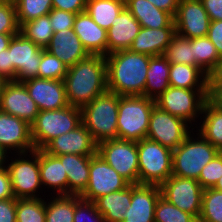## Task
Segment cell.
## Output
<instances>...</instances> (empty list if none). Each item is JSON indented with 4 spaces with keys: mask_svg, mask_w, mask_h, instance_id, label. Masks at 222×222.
Instances as JSON below:
<instances>
[{
    "mask_svg": "<svg viewBox=\"0 0 222 222\" xmlns=\"http://www.w3.org/2000/svg\"><path fill=\"white\" fill-rule=\"evenodd\" d=\"M94 203L105 222H123V215L131 205V184L123 190L100 196Z\"/></svg>",
    "mask_w": 222,
    "mask_h": 222,
    "instance_id": "cell-28",
    "label": "cell"
},
{
    "mask_svg": "<svg viewBox=\"0 0 222 222\" xmlns=\"http://www.w3.org/2000/svg\"><path fill=\"white\" fill-rule=\"evenodd\" d=\"M191 135L172 151V175L198 180L201 170L220 150L199 133L196 139Z\"/></svg>",
    "mask_w": 222,
    "mask_h": 222,
    "instance_id": "cell-4",
    "label": "cell"
},
{
    "mask_svg": "<svg viewBox=\"0 0 222 222\" xmlns=\"http://www.w3.org/2000/svg\"><path fill=\"white\" fill-rule=\"evenodd\" d=\"M97 154L129 184H139L137 142L111 139L98 143Z\"/></svg>",
    "mask_w": 222,
    "mask_h": 222,
    "instance_id": "cell-9",
    "label": "cell"
},
{
    "mask_svg": "<svg viewBox=\"0 0 222 222\" xmlns=\"http://www.w3.org/2000/svg\"><path fill=\"white\" fill-rule=\"evenodd\" d=\"M207 100L213 106L222 110V83H208Z\"/></svg>",
    "mask_w": 222,
    "mask_h": 222,
    "instance_id": "cell-51",
    "label": "cell"
},
{
    "mask_svg": "<svg viewBox=\"0 0 222 222\" xmlns=\"http://www.w3.org/2000/svg\"><path fill=\"white\" fill-rule=\"evenodd\" d=\"M87 0H52L53 9L78 14L86 10Z\"/></svg>",
    "mask_w": 222,
    "mask_h": 222,
    "instance_id": "cell-46",
    "label": "cell"
},
{
    "mask_svg": "<svg viewBox=\"0 0 222 222\" xmlns=\"http://www.w3.org/2000/svg\"><path fill=\"white\" fill-rule=\"evenodd\" d=\"M73 30L89 55L107 56V31L98 26L85 11L76 14Z\"/></svg>",
    "mask_w": 222,
    "mask_h": 222,
    "instance_id": "cell-22",
    "label": "cell"
},
{
    "mask_svg": "<svg viewBox=\"0 0 222 222\" xmlns=\"http://www.w3.org/2000/svg\"><path fill=\"white\" fill-rule=\"evenodd\" d=\"M19 32L43 49L48 46L54 34L49 15L23 23Z\"/></svg>",
    "mask_w": 222,
    "mask_h": 222,
    "instance_id": "cell-35",
    "label": "cell"
},
{
    "mask_svg": "<svg viewBox=\"0 0 222 222\" xmlns=\"http://www.w3.org/2000/svg\"><path fill=\"white\" fill-rule=\"evenodd\" d=\"M207 37L214 44L220 58H222V21H211Z\"/></svg>",
    "mask_w": 222,
    "mask_h": 222,
    "instance_id": "cell-47",
    "label": "cell"
},
{
    "mask_svg": "<svg viewBox=\"0 0 222 222\" xmlns=\"http://www.w3.org/2000/svg\"><path fill=\"white\" fill-rule=\"evenodd\" d=\"M222 177V151L201 170L198 182L203 189L213 188Z\"/></svg>",
    "mask_w": 222,
    "mask_h": 222,
    "instance_id": "cell-42",
    "label": "cell"
},
{
    "mask_svg": "<svg viewBox=\"0 0 222 222\" xmlns=\"http://www.w3.org/2000/svg\"><path fill=\"white\" fill-rule=\"evenodd\" d=\"M154 222H198V220L160 196L155 206Z\"/></svg>",
    "mask_w": 222,
    "mask_h": 222,
    "instance_id": "cell-40",
    "label": "cell"
},
{
    "mask_svg": "<svg viewBox=\"0 0 222 222\" xmlns=\"http://www.w3.org/2000/svg\"><path fill=\"white\" fill-rule=\"evenodd\" d=\"M156 8L170 13L173 17L176 14L180 0H148Z\"/></svg>",
    "mask_w": 222,
    "mask_h": 222,
    "instance_id": "cell-53",
    "label": "cell"
},
{
    "mask_svg": "<svg viewBox=\"0 0 222 222\" xmlns=\"http://www.w3.org/2000/svg\"><path fill=\"white\" fill-rule=\"evenodd\" d=\"M15 198L7 167L0 169V201Z\"/></svg>",
    "mask_w": 222,
    "mask_h": 222,
    "instance_id": "cell-49",
    "label": "cell"
},
{
    "mask_svg": "<svg viewBox=\"0 0 222 222\" xmlns=\"http://www.w3.org/2000/svg\"><path fill=\"white\" fill-rule=\"evenodd\" d=\"M4 1H7V2H14L15 0H4Z\"/></svg>",
    "mask_w": 222,
    "mask_h": 222,
    "instance_id": "cell-59",
    "label": "cell"
},
{
    "mask_svg": "<svg viewBox=\"0 0 222 222\" xmlns=\"http://www.w3.org/2000/svg\"><path fill=\"white\" fill-rule=\"evenodd\" d=\"M68 67L57 57L43 49L38 69V78L64 80Z\"/></svg>",
    "mask_w": 222,
    "mask_h": 222,
    "instance_id": "cell-41",
    "label": "cell"
},
{
    "mask_svg": "<svg viewBox=\"0 0 222 222\" xmlns=\"http://www.w3.org/2000/svg\"><path fill=\"white\" fill-rule=\"evenodd\" d=\"M18 32L19 25L14 2L0 0V34H17Z\"/></svg>",
    "mask_w": 222,
    "mask_h": 222,
    "instance_id": "cell-43",
    "label": "cell"
},
{
    "mask_svg": "<svg viewBox=\"0 0 222 222\" xmlns=\"http://www.w3.org/2000/svg\"><path fill=\"white\" fill-rule=\"evenodd\" d=\"M194 65L200 67L209 76L217 68L221 58L214 44L207 36L192 38Z\"/></svg>",
    "mask_w": 222,
    "mask_h": 222,
    "instance_id": "cell-33",
    "label": "cell"
},
{
    "mask_svg": "<svg viewBox=\"0 0 222 222\" xmlns=\"http://www.w3.org/2000/svg\"><path fill=\"white\" fill-rule=\"evenodd\" d=\"M160 190L161 196L169 203L192 214L198 220L204 189L197 180L172 175L160 186Z\"/></svg>",
    "mask_w": 222,
    "mask_h": 222,
    "instance_id": "cell-12",
    "label": "cell"
},
{
    "mask_svg": "<svg viewBox=\"0 0 222 222\" xmlns=\"http://www.w3.org/2000/svg\"><path fill=\"white\" fill-rule=\"evenodd\" d=\"M0 75L8 81L12 80V62L8 49L2 50L0 53Z\"/></svg>",
    "mask_w": 222,
    "mask_h": 222,
    "instance_id": "cell-52",
    "label": "cell"
},
{
    "mask_svg": "<svg viewBox=\"0 0 222 222\" xmlns=\"http://www.w3.org/2000/svg\"><path fill=\"white\" fill-rule=\"evenodd\" d=\"M8 50L12 62V80L25 82L38 77L43 48L18 32L10 41Z\"/></svg>",
    "mask_w": 222,
    "mask_h": 222,
    "instance_id": "cell-13",
    "label": "cell"
},
{
    "mask_svg": "<svg viewBox=\"0 0 222 222\" xmlns=\"http://www.w3.org/2000/svg\"><path fill=\"white\" fill-rule=\"evenodd\" d=\"M7 153L10 152H7L2 146H0V169L6 166L5 163L8 161V155H6Z\"/></svg>",
    "mask_w": 222,
    "mask_h": 222,
    "instance_id": "cell-56",
    "label": "cell"
},
{
    "mask_svg": "<svg viewBox=\"0 0 222 222\" xmlns=\"http://www.w3.org/2000/svg\"><path fill=\"white\" fill-rule=\"evenodd\" d=\"M201 126L198 133L214 147L222 151V110L213 106L208 100L205 102Z\"/></svg>",
    "mask_w": 222,
    "mask_h": 222,
    "instance_id": "cell-32",
    "label": "cell"
},
{
    "mask_svg": "<svg viewBox=\"0 0 222 222\" xmlns=\"http://www.w3.org/2000/svg\"><path fill=\"white\" fill-rule=\"evenodd\" d=\"M198 222H222V192L206 188L202 195V208Z\"/></svg>",
    "mask_w": 222,
    "mask_h": 222,
    "instance_id": "cell-39",
    "label": "cell"
},
{
    "mask_svg": "<svg viewBox=\"0 0 222 222\" xmlns=\"http://www.w3.org/2000/svg\"><path fill=\"white\" fill-rule=\"evenodd\" d=\"M164 56L170 63L195 66L192 52V38L188 39L176 33L168 44Z\"/></svg>",
    "mask_w": 222,
    "mask_h": 222,
    "instance_id": "cell-38",
    "label": "cell"
},
{
    "mask_svg": "<svg viewBox=\"0 0 222 222\" xmlns=\"http://www.w3.org/2000/svg\"><path fill=\"white\" fill-rule=\"evenodd\" d=\"M27 154H16L19 157L15 160L10 159V164L6 165L16 199L39 198L37 190L42 186L39 171V149L31 151L28 156ZM26 156H30L31 160Z\"/></svg>",
    "mask_w": 222,
    "mask_h": 222,
    "instance_id": "cell-10",
    "label": "cell"
},
{
    "mask_svg": "<svg viewBox=\"0 0 222 222\" xmlns=\"http://www.w3.org/2000/svg\"><path fill=\"white\" fill-rule=\"evenodd\" d=\"M7 81H8L7 79H5L2 75H0V96Z\"/></svg>",
    "mask_w": 222,
    "mask_h": 222,
    "instance_id": "cell-57",
    "label": "cell"
},
{
    "mask_svg": "<svg viewBox=\"0 0 222 222\" xmlns=\"http://www.w3.org/2000/svg\"><path fill=\"white\" fill-rule=\"evenodd\" d=\"M210 22L201 0H180L174 16L177 34L188 39L207 36Z\"/></svg>",
    "mask_w": 222,
    "mask_h": 222,
    "instance_id": "cell-15",
    "label": "cell"
},
{
    "mask_svg": "<svg viewBox=\"0 0 222 222\" xmlns=\"http://www.w3.org/2000/svg\"><path fill=\"white\" fill-rule=\"evenodd\" d=\"M19 27L30 20L48 15L53 9L52 0H15Z\"/></svg>",
    "mask_w": 222,
    "mask_h": 222,
    "instance_id": "cell-36",
    "label": "cell"
},
{
    "mask_svg": "<svg viewBox=\"0 0 222 222\" xmlns=\"http://www.w3.org/2000/svg\"><path fill=\"white\" fill-rule=\"evenodd\" d=\"M120 96L105 91L81 107L82 124L97 143L117 138V118Z\"/></svg>",
    "mask_w": 222,
    "mask_h": 222,
    "instance_id": "cell-3",
    "label": "cell"
},
{
    "mask_svg": "<svg viewBox=\"0 0 222 222\" xmlns=\"http://www.w3.org/2000/svg\"><path fill=\"white\" fill-rule=\"evenodd\" d=\"M73 220L74 222H105L103 216L98 212L95 203L84 200L79 195H76V208Z\"/></svg>",
    "mask_w": 222,
    "mask_h": 222,
    "instance_id": "cell-44",
    "label": "cell"
},
{
    "mask_svg": "<svg viewBox=\"0 0 222 222\" xmlns=\"http://www.w3.org/2000/svg\"><path fill=\"white\" fill-rule=\"evenodd\" d=\"M209 75L198 66L170 63V86L183 89H208Z\"/></svg>",
    "mask_w": 222,
    "mask_h": 222,
    "instance_id": "cell-30",
    "label": "cell"
},
{
    "mask_svg": "<svg viewBox=\"0 0 222 222\" xmlns=\"http://www.w3.org/2000/svg\"><path fill=\"white\" fill-rule=\"evenodd\" d=\"M141 28L125 7L107 31V55L119 50H128Z\"/></svg>",
    "mask_w": 222,
    "mask_h": 222,
    "instance_id": "cell-23",
    "label": "cell"
},
{
    "mask_svg": "<svg viewBox=\"0 0 222 222\" xmlns=\"http://www.w3.org/2000/svg\"><path fill=\"white\" fill-rule=\"evenodd\" d=\"M160 186L131 184V205L125 212L123 222H154Z\"/></svg>",
    "mask_w": 222,
    "mask_h": 222,
    "instance_id": "cell-20",
    "label": "cell"
},
{
    "mask_svg": "<svg viewBox=\"0 0 222 222\" xmlns=\"http://www.w3.org/2000/svg\"><path fill=\"white\" fill-rule=\"evenodd\" d=\"M125 8V0H87L85 12L101 28L108 31Z\"/></svg>",
    "mask_w": 222,
    "mask_h": 222,
    "instance_id": "cell-31",
    "label": "cell"
},
{
    "mask_svg": "<svg viewBox=\"0 0 222 222\" xmlns=\"http://www.w3.org/2000/svg\"><path fill=\"white\" fill-rule=\"evenodd\" d=\"M0 146L7 152L11 149L18 154L34 151L31 125L20 118L0 111Z\"/></svg>",
    "mask_w": 222,
    "mask_h": 222,
    "instance_id": "cell-19",
    "label": "cell"
},
{
    "mask_svg": "<svg viewBox=\"0 0 222 222\" xmlns=\"http://www.w3.org/2000/svg\"><path fill=\"white\" fill-rule=\"evenodd\" d=\"M188 123L177 116L153 107L146 138L171 149H176L191 133Z\"/></svg>",
    "mask_w": 222,
    "mask_h": 222,
    "instance_id": "cell-11",
    "label": "cell"
},
{
    "mask_svg": "<svg viewBox=\"0 0 222 222\" xmlns=\"http://www.w3.org/2000/svg\"><path fill=\"white\" fill-rule=\"evenodd\" d=\"M55 196L51 197L50 202L46 201L45 222H74L76 195Z\"/></svg>",
    "mask_w": 222,
    "mask_h": 222,
    "instance_id": "cell-34",
    "label": "cell"
},
{
    "mask_svg": "<svg viewBox=\"0 0 222 222\" xmlns=\"http://www.w3.org/2000/svg\"><path fill=\"white\" fill-rule=\"evenodd\" d=\"M0 111L32 125L39 113L23 82L7 81L0 96Z\"/></svg>",
    "mask_w": 222,
    "mask_h": 222,
    "instance_id": "cell-16",
    "label": "cell"
},
{
    "mask_svg": "<svg viewBox=\"0 0 222 222\" xmlns=\"http://www.w3.org/2000/svg\"><path fill=\"white\" fill-rule=\"evenodd\" d=\"M139 184L161 186L172 176V150L144 138L137 142Z\"/></svg>",
    "mask_w": 222,
    "mask_h": 222,
    "instance_id": "cell-7",
    "label": "cell"
},
{
    "mask_svg": "<svg viewBox=\"0 0 222 222\" xmlns=\"http://www.w3.org/2000/svg\"><path fill=\"white\" fill-rule=\"evenodd\" d=\"M82 123L81 109L68 105L58 110L39 111L31 125L35 149H43L52 139L74 130Z\"/></svg>",
    "mask_w": 222,
    "mask_h": 222,
    "instance_id": "cell-6",
    "label": "cell"
},
{
    "mask_svg": "<svg viewBox=\"0 0 222 222\" xmlns=\"http://www.w3.org/2000/svg\"><path fill=\"white\" fill-rule=\"evenodd\" d=\"M53 32H59L64 29H73L76 14L58 9H52L48 14Z\"/></svg>",
    "mask_w": 222,
    "mask_h": 222,
    "instance_id": "cell-45",
    "label": "cell"
},
{
    "mask_svg": "<svg viewBox=\"0 0 222 222\" xmlns=\"http://www.w3.org/2000/svg\"><path fill=\"white\" fill-rule=\"evenodd\" d=\"M69 105L83 107L108 90L105 56L89 55L68 68L64 78Z\"/></svg>",
    "mask_w": 222,
    "mask_h": 222,
    "instance_id": "cell-1",
    "label": "cell"
},
{
    "mask_svg": "<svg viewBox=\"0 0 222 222\" xmlns=\"http://www.w3.org/2000/svg\"><path fill=\"white\" fill-rule=\"evenodd\" d=\"M149 55L119 50L108 54L107 88L119 96H143Z\"/></svg>",
    "mask_w": 222,
    "mask_h": 222,
    "instance_id": "cell-2",
    "label": "cell"
},
{
    "mask_svg": "<svg viewBox=\"0 0 222 222\" xmlns=\"http://www.w3.org/2000/svg\"><path fill=\"white\" fill-rule=\"evenodd\" d=\"M170 62L164 55L151 56L143 96L155 100L169 86Z\"/></svg>",
    "mask_w": 222,
    "mask_h": 222,
    "instance_id": "cell-29",
    "label": "cell"
},
{
    "mask_svg": "<svg viewBox=\"0 0 222 222\" xmlns=\"http://www.w3.org/2000/svg\"><path fill=\"white\" fill-rule=\"evenodd\" d=\"M176 34L175 27L145 28L142 27L132 42L129 50L149 56L164 55L172 37Z\"/></svg>",
    "mask_w": 222,
    "mask_h": 222,
    "instance_id": "cell-24",
    "label": "cell"
},
{
    "mask_svg": "<svg viewBox=\"0 0 222 222\" xmlns=\"http://www.w3.org/2000/svg\"><path fill=\"white\" fill-rule=\"evenodd\" d=\"M64 161V169L68 180V195H81L89 180L90 159L92 156L64 154L56 156Z\"/></svg>",
    "mask_w": 222,
    "mask_h": 222,
    "instance_id": "cell-27",
    "label": "cell"
},
{
    "mask_svg": "<svg viewBox=\"0 0 222 222\" xmlns=\"http://www.w3.org/2000/svg\"><path fill=\"white\" fill-rule=\"evenodd\" d=\"M14 35L16 34H0V53L2 50L8 49Z\"/></svg>",
    "mask_w": 222,
    "mask_h": 222,
    "instance_id": "cell-55",
    "label": "cell"
},
{
    "mask_svg": "<svg viewBox=\"0 0 222 222\" xmlns=\"http://www.w3.org/2000/svg\"><path fill=\"white\" fill-rule=\"evenodd\" d=\"M125 7L133 17L145 28L175 27L174 17L159 8H156L148 0H125Z\"/></svg>",
    "mask_w": 222,
    "mask_h": 222,
    "instance_id": "cell-26",
    "label": "cell"
},
{
    "mask_svg": "<svg viewBox=\"0 0 222 222\" xmlns=\"http://www.w3.org/2000/svg\"><path fill=\"white\" fill-rule=\"evenodd\" d=\"M210 21H222V0H201Z\"/></svg>",
    "mask_w": 222,
    "mask_h": 222,
    "instance_id": "cell-50",
    "label": "cell"
},
{
    "mask_svg": "<svg viewBox=\"0 0 222 222\" xmlns=\"http://www.w3.org/2000/svg\"><path fill=\"white\" fill-rule=\"evenodd\" d=\"M207 95L208 89H183L169 86L155 99V105L192 125V122H196L199 115H202Z\"/></svg>",
    "mask_w": 222,
    "mask_h": 222,
    "instance_id": "cell-8",
    "label": "cell"
},
{
    "mask_svg": "<svg viewBox=\"0 0 222 222\" xmlns=\"http://www.w3.org/2000/svg\"><path fill=\"white\" fill-rule=\"evenodd\" d=\"M128 185L129 183L114 168L95 154L90 159L88 185L80 197L94 202L100 196L123 190Z\"/></svg>",
    "mask_w": 222,
    "mask_h": 222,
    "instance_id": "cell-14",
    "label": "cell"
},
{
    "mask_svg": "<svg viewBox=\"0 0 222 222\" xmlns=\"http://www.w3.org/2000/svg\"><path fill=\"white\" fill-rule=\"evenodd\" d=\"M213 188L222 192V177L218 180V182Z\"/></svg>",
    "mask_w": 222,
    "mask_h": 222,
    "instance_id": "cell-58",
    "label": "cell"
},
{
    "mask_svg": "<svg viewBox=\"0 0 222 222\" xmlns=\"http://www.w3.org/2000/svg\"><path fill=\"white\" fill-rule=\"evenodd\" d=\"M39 171L41 184L56 191V195H68V180L64 161L39 149Z\"/></svg>",
    "mask_w": 222,
    "mask_h": 222,
    "instance_id": "cell-25",
    "label": "cell"
},
{
    "mask_svg": "<svg viewBox=\"0 0 222 222\" xmlns=\"http://www.w3.org/2000/svg\"><path fill=\"white\" fill-rule=\"evenodd\" d=\"M46 202L41 198L16 199V222H45Z\"/></svg>",
    "mask_w": 222,
    "mask_h": 222,
    "instance_id": "cell-37",
    "label": "cell"
},
{
    "mask_svg": "<svg viewBox=\"0 0 222 222\" xmlns=\"http://www.w3.org/2000/svg\"><path fill=\"white\" fill-rule=\"evenodd\" d=\"M0 222H16V198L0 201Z\"/></svg>",
    "mask_w": 222,
    "mask_h": 222,
    "instance_id": "cell-48",
    "label": "cell"
},
{
    "mask_svg": "<svg viewBox=\"0 0 222 222\" xmlns=\"http://www.w3.org/2000/svg\"><path fill=\"white\" fill-rule=\"evenodd\" d=\"M154 106L155 100L145 96H120L117 138L136 142L146 138Z\"/></svg>",
    "mask_w": 222,
    "mask_h": 222,
    "instance_id": "cell-5",
    "label": "cell"
},
{
    "mask_svg": "<svg viewBox=\"0 0 222 222\" xmlns=\"http://www.w3.org/2000/svg\"><path fill=\"white\" fill-rule=\"evenodd\" d=\"M98 143L81 123L74 130L52 139L43 150L53 156L76 154L93 156L97 154Z\"/></svg>",
    "mask_w": 222,
    "mask_h": 222,
    "instance_id": "cell-17",
    "label": "cell"
},
{
    "mask_svg": "<svg viewBox=\"0 0 222 222\" xmlns=\"http://www.w3.org/2000/svg\"><path fill=\"white\" fill-rule=\"evenodd\" d=\"M208 83H222V58L217 68L209 76Z\"/></svg>",
    "mask_w": 222,
    "mask_h": 222,
    "instance_id": "cell-54",
    "label": "cell"
},
{
    "mask_svg": "<svg viewBox=\"0 0 222 222\" xmlns=\"http://www.w3.org/2000/svg\"><path fill=\"white\" fill-rule=\"evenodd\" d=\"M23 83L39 111L58 110L69 105L64 80L36 77Z\"/></svg>",
    "mask_w": 222,
    "mask_h": 222,
    "instance_id": "cell-18",
    "label": "cell"
},
{
    "mask_svg": "<svg viewBox=\"0 0 222 222\" xmlns=\"http://www.w3.org/2000/svg\"><path fill=\"white\" fill-rule=\"evenodd\" d=\"M45 50L60 59L68 68L89 56L73 29L55 32Z\"/></svg>",
    "mask_w": 222,
    "mask_h": 222,
    "instance_id": "cell-21",
    "label": "cell"
}]
</instances>
